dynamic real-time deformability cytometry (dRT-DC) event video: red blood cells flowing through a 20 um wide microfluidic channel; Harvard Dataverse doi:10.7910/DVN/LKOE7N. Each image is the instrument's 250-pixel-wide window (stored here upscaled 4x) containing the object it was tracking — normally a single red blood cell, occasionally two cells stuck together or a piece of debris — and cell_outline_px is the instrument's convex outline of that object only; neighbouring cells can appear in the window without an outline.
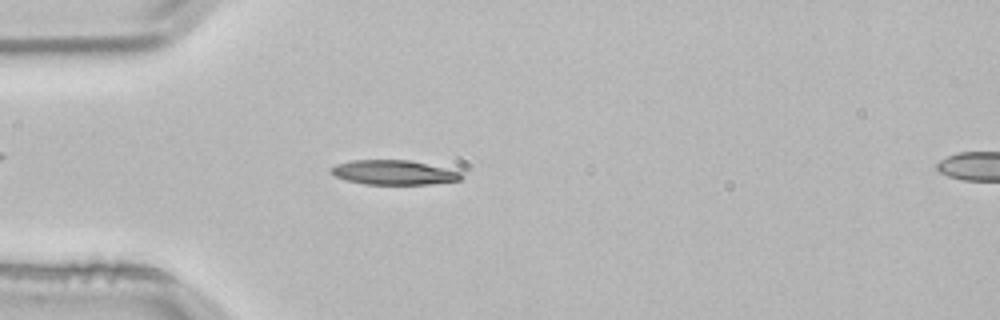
{"species": "common noctule bat (a hibernating species)", "species_latin": "Nyctalus noctula", "temperature_condition": "room temperature", "stored_images_in_passage": 5, "camera_frame_rate_fps": 3000, "um_per_image_px": 0.085, "animal": {"sex": "male", "body_mass_g": 21.5, "forearm_length_mm": 52.0}, "frame": {"image": 1, "passage_image": 5, "time_ms": 1.333, "image_size_px": [1000, 320], "cell_outline_px": [[464, 176], [460, 180], [428, 184], [364, 184], [344, 180], [336, 176], [328, 168], [336, 164], [352, 160], [408, 160], [444, 168], [460, 172]], "centroid_in_image_um": [33.41, 14.66], "position_along_channel_um": 51.6, "area_um2": 18.44}}